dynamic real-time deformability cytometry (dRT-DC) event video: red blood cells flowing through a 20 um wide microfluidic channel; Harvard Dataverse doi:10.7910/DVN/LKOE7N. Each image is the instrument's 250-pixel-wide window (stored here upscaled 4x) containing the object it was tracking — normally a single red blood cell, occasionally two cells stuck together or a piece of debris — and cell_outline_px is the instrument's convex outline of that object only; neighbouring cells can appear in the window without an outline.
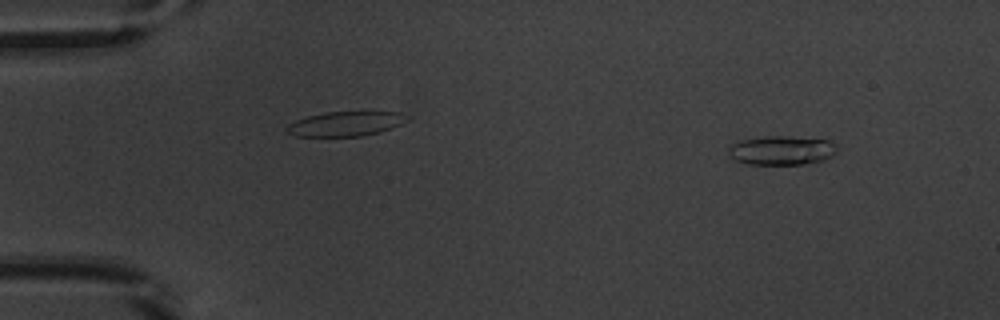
{"species": "common noctule bat (a hibernating species)", "species_latin": "Nyctalus noctula", "temperature_condition": "warm", "stored_images_in_passage": 52, "camera_frame_rate_fps": 3000, "um_per_image_px": 0.085, "animal": {"sex": "male", "body_mass_g": 20.1, "forearm_length_mm": 53.5}, "frame": {"image": 1, "passage_image": 5, "time_ms": 1.333, "image_size_px": [1000, 320], "cell_outline_px": [[836, 152], [832, 156], [824, 160], [804, 164], [748, 164], [736, 160], [728, 156], [728, 148], [732, 144], [740, 140], [764, 136], [784, 136], [828, 140], [836, 148]], "centroid_in_image_um": [66.39, 12.78], "position_along_channel_um": 18.6, "area_um2": 18.32}}
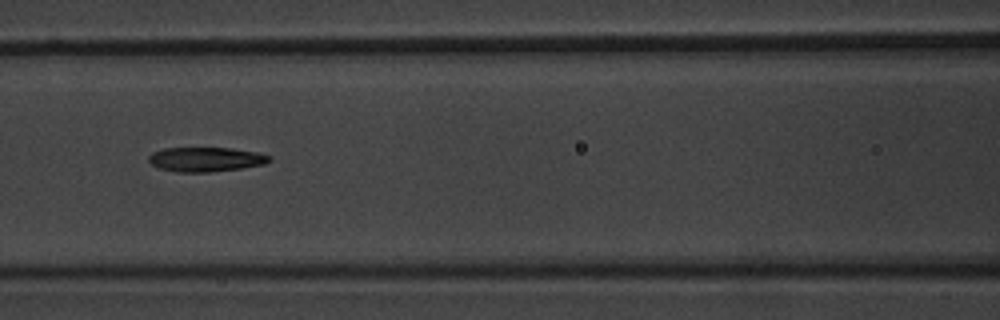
{"frame": {"image": 2, "passage_image": 23, "time_ms": 7.333, "image_size_px": [1000, 320], "cell_outline_px": [[272, 160], [264, 164], [240, 168], [208, 172], [180, 172], [160, 168], [152, 164], [148, 160], [148, 156], [152, 152], [164, 148], [232, 148], [256, 152], [268, 156]], "centroid_in_image_um": [17.46, 13.54], "position_along_channel_um": 149.1, "area_um2": 16.99}}
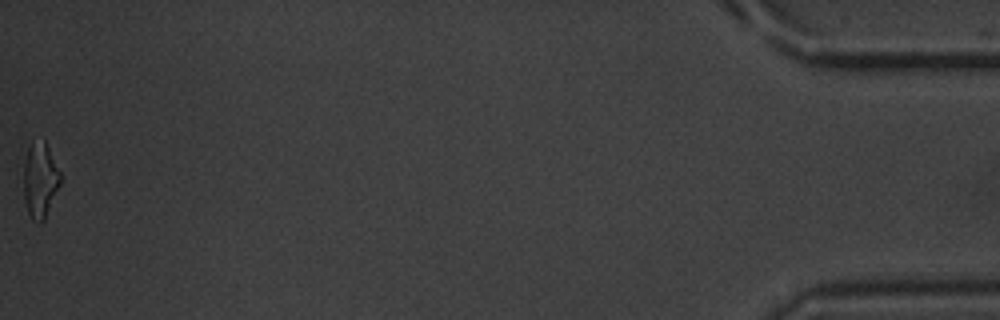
{"frame": {"image": 3, "passage_image": 52, "time_ms": 17.0, "image_size_px": [1000, 320], "cell_outline_px": [[60, 184], [44, 220], [40, 224], [32, 220], [28, 212], [24, 200], [24, 160], [28, 148], [32, 140], [44, 140], [60, 172]], "centroid_in_image_um": [3.39, 15.32], "position_along_channel_um": 431.8, "area_um2": 16.01}, "authors_computed_cell_mechanics": {"area_um2": 17.2822, "velocity_mm_per_s": 3.8875, "shape_relaxation_time_tau1_ms": 4.0257, "shape_relaxation_time_tau2_ms": 7.0836, "deformation_change_tau1": 0.1829, "deformation_change_tau2": 0.2088}}